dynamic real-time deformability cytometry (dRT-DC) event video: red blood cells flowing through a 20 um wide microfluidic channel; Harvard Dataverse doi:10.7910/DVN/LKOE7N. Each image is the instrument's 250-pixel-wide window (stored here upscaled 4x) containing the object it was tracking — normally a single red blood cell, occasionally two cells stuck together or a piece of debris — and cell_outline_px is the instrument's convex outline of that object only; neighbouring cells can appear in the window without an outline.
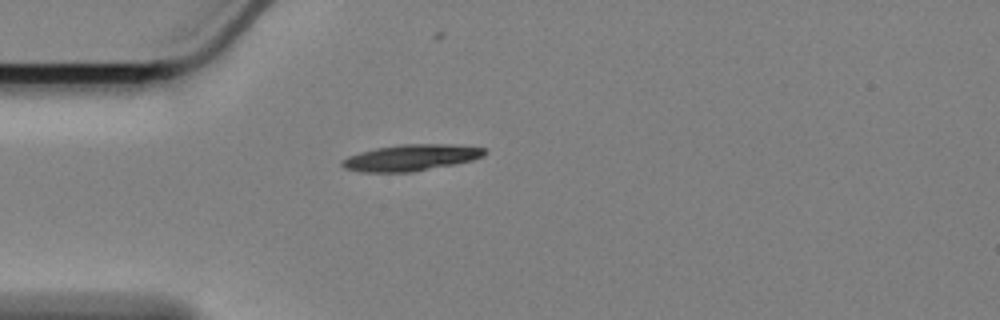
{"species": "Egyptian fruit bat (a non-hibernating species)", "species_latin": "Rousettus aegyptiacus", "temperature_condition": "cold", "stored_images_in_passage": 17, "camera_frame_rate_fps": 3000, "um_per_image_px": 0.085, "animal": {"sex": "female"}, "frame": {"image": 1, "passage_image": 1, "time_ms": 0.0, "image_size_px": [1000, 320], "cell_outline_px": [[488, 152], [484, 156], [472, 160], [456, 164], [412, 172], [360, 172], [344, 168], [340, 164], [340, 160], [348, 156], [360, 152], [376, 148], [400, 144], [452, 144], [488, 148]], "centroid_in_image_um": [34.95, 13.4], "position_along_channel_um": 50.0, "area_um2": 22.14}}
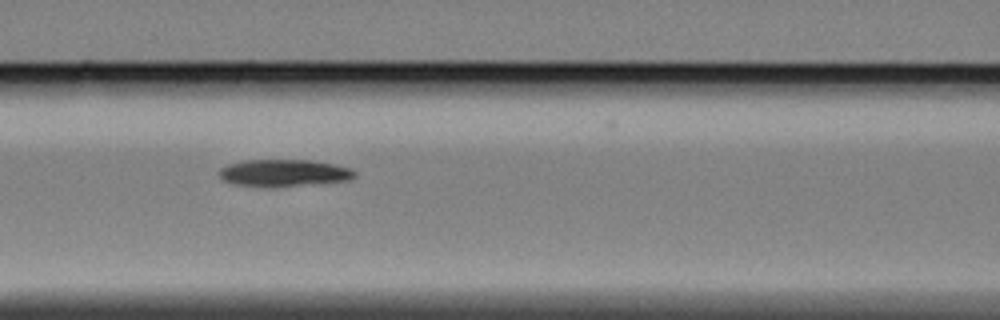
{"frame": {"image": 2, "passage_image": 10, "time_ms": 3.0, "image_size_px": [1000, 320], "cell_outline_px": [[356, 176], [352, 180], [296, 184], [232, 184], [220, 180], [216, 172], [220, 168], [228, 164], [244, 160], [312, 160], [352, 168], [356, 172]], "centroid_in_image_um": [24.1, 14.65], "position_along_channel_um": 142.5, "area_um2": 20.58}}
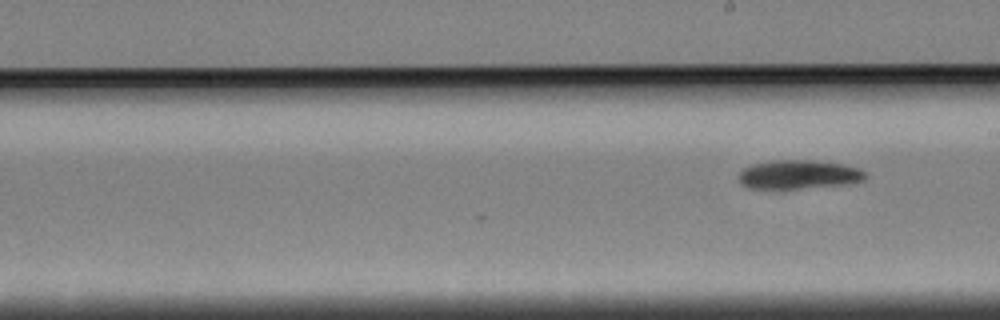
{"frame": {"image": 3, "passage_image": 17, "time_ms": 5.333, "image_size_px": [1000, 320], "cell_outline_px": [[868, 176], [864, 180], [848, 184], [800, 188], [748, 188], [740, 184], [740, 172], [744, 168], [752, 164], [768, 160], [812, 160], [840, 164], [856, 168], [864, 172]], "centroid_in_image_um": [67.86, 14.83], "position_along_channel_um": 221.1, "area_um2": 21.15}}